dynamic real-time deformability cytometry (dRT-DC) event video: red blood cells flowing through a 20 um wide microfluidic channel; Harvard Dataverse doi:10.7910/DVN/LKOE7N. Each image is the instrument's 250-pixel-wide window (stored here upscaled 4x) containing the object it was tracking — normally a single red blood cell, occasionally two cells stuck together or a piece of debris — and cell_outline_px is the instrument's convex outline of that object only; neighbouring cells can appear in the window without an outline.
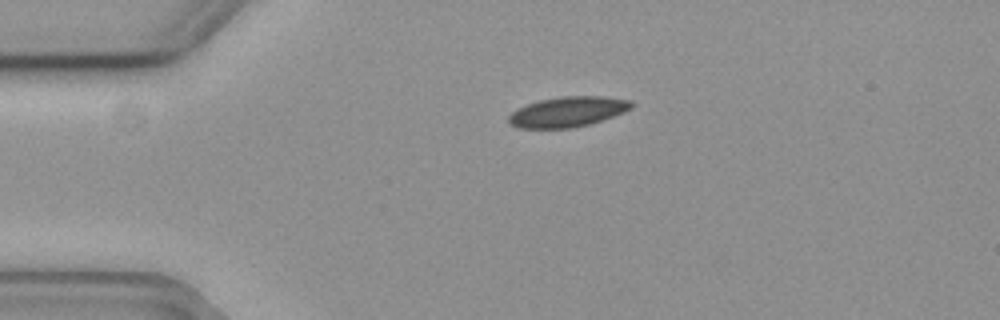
{"species": "common noctule bat (a hibernating species)", "species_latin": "Nyctalus noctula", "temperature_condition": "cold", "stored_images_in_passage": 37, "camera_frame_rate_fps": 3000, "um_per_image_px": 0.085, "animal": {"sex": "female", "body_mass_g": 19.3, "forearm_length_mm": 54.1}, "frame": {"image": 1, "passage_image": 1, "time_ms": 0.0, "image_size_px": [1000, 320], "cell_outline_px": [[636, 104], [632, 108], [624, 112], [588, 124], [572, 128], [520, 128], [508, 124], [508, 116], [516, 108], [540, 100], [560, 96], [604, 96], [632, 100]], "centroid_in_image_um": [48.26, 9.49], "position_along_channel_um": 36.7, "area_um2": 21.73}}
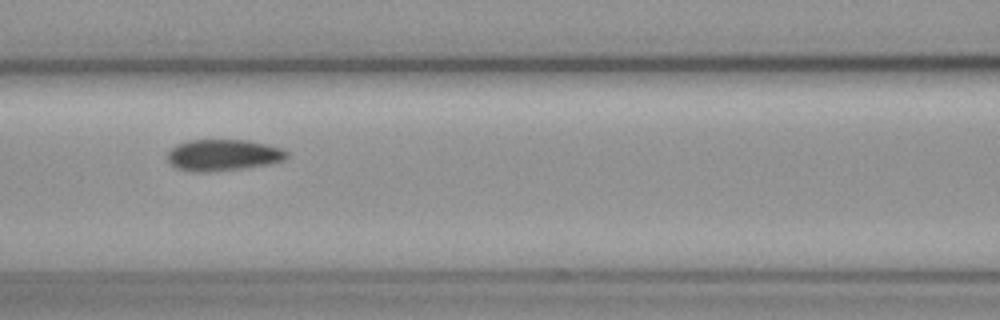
{"frame": {"image": 2, "passage_image": 13, "time_ms": 4.0, "image_size_px": [1000, 320], "cell_outline_px": [[288, 156], [284, 160], [268, 164], [244, 168], [208, 172], [192, 172], [176, 168], [168, 160], [168, 152], [176, 144], [188, 140], [248, 140], [268, 144], [284, 148], [288, 152]], "centroid_in_image_um": [18.99, 13.18], "position_along_channel_um": 147.6, "area_um2": 22.02}}
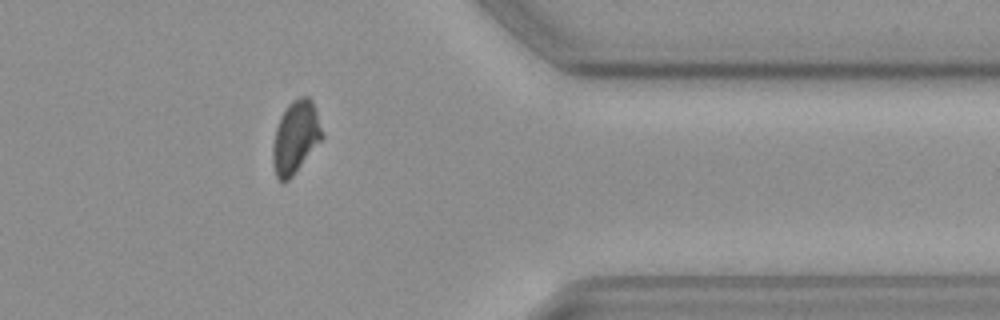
{"frame": {"image": 3, "passage_image": 34, "time_ms": 11.0, "image_size_px": [1000, 320], "cell_outline_px": [[324, 136], [292, 176], [284, 184], [276, 176], [272, 164], [272, 148], [276, 128], [280, 116], [288, 104], [292, 100], [300, 96], [308, 96], [312, 100], [316, 108]], "centroid_in_image_um": [25.11, 11.64], "position_along_channel_um": 386.3, "area_um2": 20.87}, "authors_computed_cell_mechanics": {"area_um2": 21.5594, "velocity_mm_per_s": 3.6647, "shape_relaxation_time_tau1_ms": 9.7773, "shape_relaxation_time_tau2_ms": 5.0273, "deformation_change_tau1": 0.1263, "deformation_change_tau2": 0.0811}}